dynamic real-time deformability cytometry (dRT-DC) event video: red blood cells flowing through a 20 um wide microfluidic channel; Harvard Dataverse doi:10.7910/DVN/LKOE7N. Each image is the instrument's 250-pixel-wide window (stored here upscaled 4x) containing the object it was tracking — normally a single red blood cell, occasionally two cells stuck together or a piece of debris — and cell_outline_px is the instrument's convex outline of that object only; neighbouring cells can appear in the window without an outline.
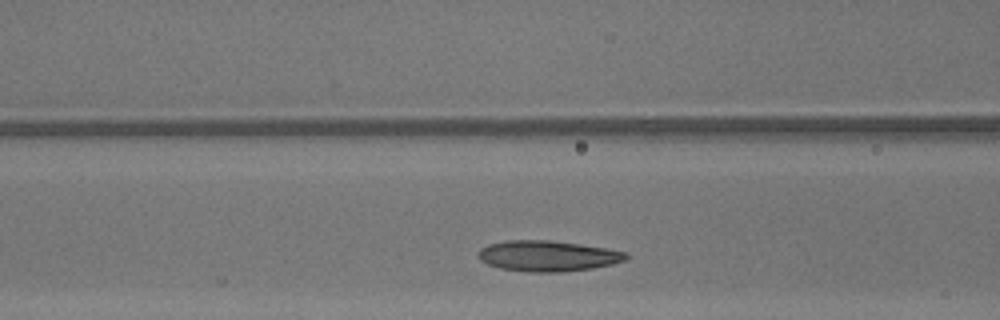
{"species": "common noctule bat (a hibernating species)", "species_latin": "Nyctalus noctula", "temperature_condition": "warm", "stored_images_in_passage": 25, "camera_frame_rate_fps": 3000, "um_per_image_px": 0.085, "animal": {"sex": "male", "body_mass_g": 13.3}, "frame": {"image": 1, "passage_image": 7, "time_ms": 2.0, "image_size_px": [1000, 320], "cell_outline_px": [[628, 260], [612, 264], [592, 268], [560, 272], [528, 272], [500, 268], [488, 264], [480, 260], [476, 256], [476, 252], [480, 248], [488, 244], [508, 240], [552, 240], [608, 248], [628, 252]], "centroid_in_image_um": [46.56, 21.75], "position_along_channel_um": 120.0, "area_um2": 26.76}}
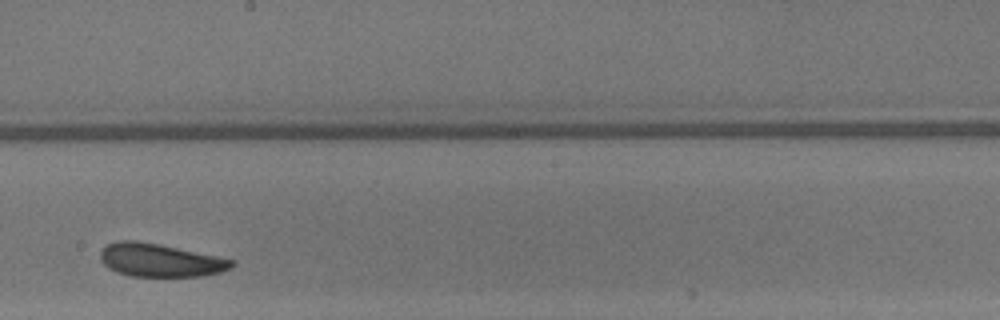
{"frame": {"image": 2, "passage_image": 15, "time_ms": 4.667, "image_size_px": [1000, 320], "cell_outline_px": [[236, 264], [232, 268], [220, 272], [204, 276], [128, 276], [116, 272], [108, 268], [100, 260], [100, 252], [108, 244], [120, 240], [136, 240], [160, 244], [236, 260]], "centroid_in_image_um": [13.63, 22.12], "position_along_channel_um": 234.6, "area_um2": 25.55}}
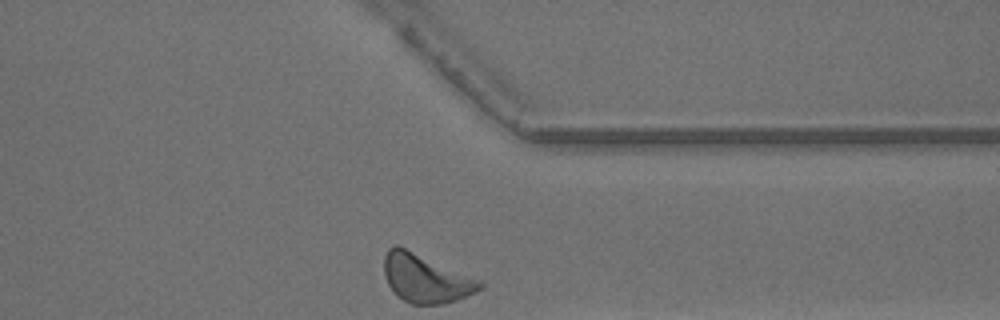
{"frame": {"image": 3, "passage_image": 25, "time_ms": 8.0, "image_size_px": [1000, 320], "cell_outline_px": [[484, 288], [476, 292], [456, 300], [444, 304], [412, 304], [396, 296], [388, 284], [384, 276], [384, 256], [388, 248], [396, 244], [484, 280]], "centroid_in_image_um": [36.22, 23.66], "position_along_channel_um": 375.2, "area_um2": 27.46}, "authors_computed_cell_mechanics": {"area_um2": 26.0678, "velocity_mm_per_s": 4.3086, "shape_relaxation_time_tau1_ms": 1.8618, "shape_relaxation_time_tau2_ms": 3.3861, "deformation_change_tau1": 0.0959, "deformation_change_tau2": 0.0974}}